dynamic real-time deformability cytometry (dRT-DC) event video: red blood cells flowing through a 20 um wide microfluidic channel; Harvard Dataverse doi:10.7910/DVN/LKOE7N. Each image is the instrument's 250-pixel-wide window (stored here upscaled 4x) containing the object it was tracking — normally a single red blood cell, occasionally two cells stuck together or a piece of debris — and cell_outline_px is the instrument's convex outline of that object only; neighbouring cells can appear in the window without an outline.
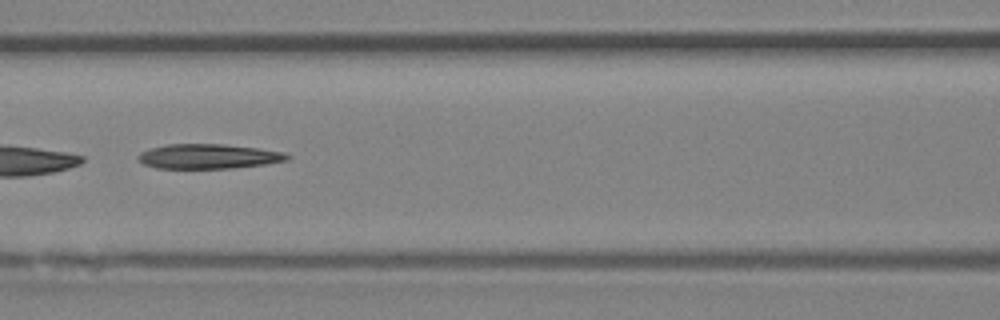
{"species": "Egyptian fruit bat (a non-hibernating species)", "species_latin": "Rousettus aegyptiacus", "temperature_condition": "room temperature", "stored_images_in_passage": 20, "camera_frame_rate_fps": 3000, "um_per_image_px": 0.085, "animal": {"sex": "female"}, "frame": {"image": 1, "passage_image": 6, "time_ms": 1.667, "image_size_px": [1000, 320], "cell_outline_px": [[292, 156], [288, 160], [264, 164], [232, 168], [156, 168], [144, 164], [136, 160], [136, 156], [140, 152], [148, 148], [168, 144], [224, 144], [256, 148], [284, 152]], "centroid_in_image_um": [17.67, 13.29], "position_along_channel_um": 148.9, "area_um2": 21.56}}
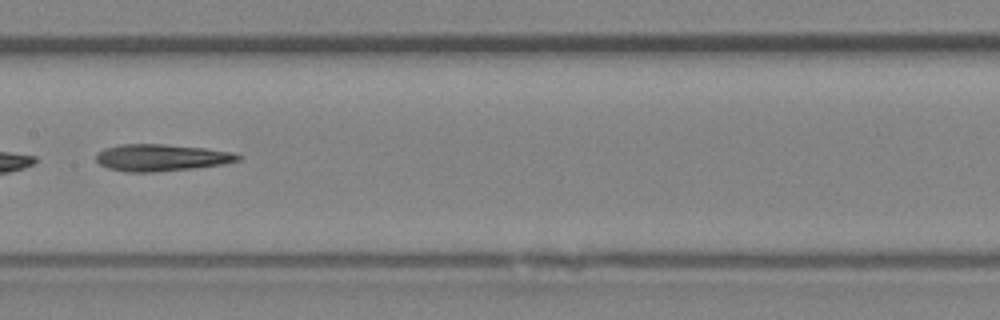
{"frame": {"image": 2, "passage_image": 9, "time_ms": 2.667, "image_size_px": [1000, 320], "cell_outline_px": [[240, 160], [224, 164], [192, 168], [156, 172], [128, 172], [108, 168], [100, 164], [96, 160], [96, 152], [104, 148], [120, 144], [164, 144], [204, 148], [232, 152], [240, 156]], "centroid_in_image_um": [13.67, 13.39], "position_along_channel_um": 193.7, "area_um2": 22.2}}
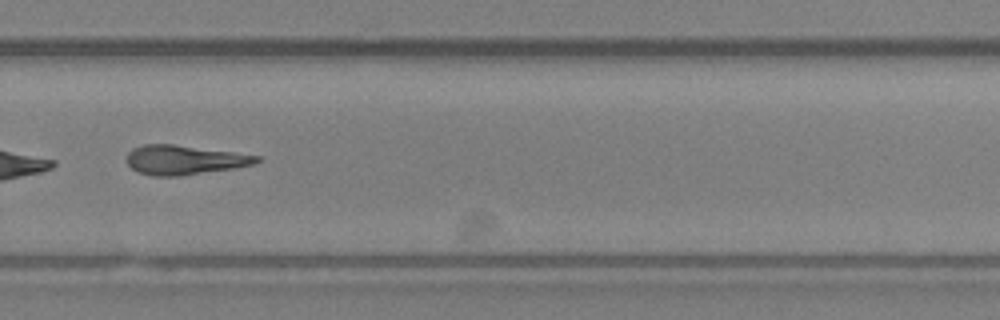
{"frame": {"image": 3, "passage_image": 17, "time_ms": 5.333, "image_size_px": [1000, 320], "cell_outline_px": [[260, 160], [256, 164], [232, 168], [180, 176], [152, 176], [136, 172], [128, 164], [128, 152], [132, 148], [144, 144], [172, 144], [232, 152], [260, 156]], "centroid_in_image_um": [15.64, 13.59], "position_along_channel_um": 314.2, "area_um2": 22.08}}